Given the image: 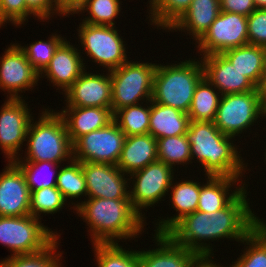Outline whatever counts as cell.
I'll return each mask as SVG.
<instances>
[{"instance_id":"obj_6","label":"cell","mask_w":266,"mask_h":267,"mask_svg":"<svg viewBox=\"0 0 266 267\" xmlns=\"http://www.w3.org/2000/svg\"><path fill=\"white\" fill-rule=\"evenodd\" d=\"M156 68V63L127 61L110 71L113 113L123 107L137 105L141 100L146 99L147 104L151 101Z\"/></svg>"},{"instance_id":"obj_15","label":"cell","mask_w":266,"mask_h":267,"mask_svg":"<svg viewBox=\"0 0 266 267\" xmlns=\"http://www.w3.org/2000/svg\"><path fill=\"white\" fill-rule=\"evenodd\" d=\"M88 198L130 199L124 172L108 163L81 162Z\"/></svg>"},{"instance_id":"obj_42","label":"cell","mask_w":266,"mask_h":267,"mask_svg":"<svg viewBox=\"0 0 266 267\" xmlns=\"http://www.w3.org/2000/svg\"><path fill=\"white\" fill-rule=\"evenodd\" d=\"M26 6L35 17L42 21L50 19L54 14H59L58 16H60L54 0H26Z\"/></svg>"},{"instance_id":"obj_39","label":"cell","mask_w":266,"mask_h":267,"mask_svg":"<svg viewBox=\"0 0 266 267\" xmlns=\"http://www.w3.org/2000/svg\"><path fill=\"white\" fill-rule=\"evenodd\" d=\"M62 193L56 188L47 187L30 193V215L40 218V214H54L64 207L65 202Z\"/></svg>"},{"instance_id":"obj_14","label":"cell","mask_w":266,"mask_h":267,"mask_svg":"<svg viewBox=\"0 0 266 267\" xmlns=\"http://www.w3.org/2000/svg\"><path fill=\"white\" fill-rule=\"evenodd\" d=\"M5 50L0 57V89L7 90V98H22L18 93L35 87L39 73L29 63L19 44H12Z\"/></svg>"},{"instance_id":"obj_47","label":"cell","mask_w":266,"mask_h":267,"mask_svg":"<svg viewBox=\"0 0 266 267\" xmlns=\"http://www.w3.org/2000/svg\"><path fill=\"white\" fill-rule=\"evenodd\" d=\"M218 264V265H217ZM215 263L213 261H205L200 267H223V265L219 266V263Z\"/></svg>"},{"instance_id":"obj_22","label":"cell","mask_w":266,"mask_h":267,"mask_svg":"<svg viewBox=\"0 0 266 267\" xmlns=\"http://www.w3.org/2000/svg\"><path fill=\"white\" fill-rule=\"evenodd\" d=\"M157 160V139L150 133L126 136L116 166L125 174L130 175Z\"/></svg>"},{"instance_id":"obj_30","label":"cell","mask_w":266,"mask_h":267,"mask_svg":"<svg viewBox=\"0 0 266 267\" xmlns=\"http://www.w3.org/2000/svg\"><path fill=\"white\" fill-rule=\"evenodd\" d=\"M57 173L56 188L62 193L64 199H77L87 197L86 179L80 161L72 159ZM80 196V197H79Z\"/></svg>"},{"instance_id":"obj_13","label":"cell","mask_w":266,"mask_h":267,"mask_svg":"<svg viewBox=\"0 0 266 267\" xmlns=\"http://www.w3.org/2000/svg\"><path fill=\"white\" fill-rule=\"evenodd\" d=\"M28 104L22 98L8 99L0 111V148L8 161L19 158L21 145L26 141V134L32 115Z\"/></svg>"},{"instance_id":"obj_11","label":"cell","mask_w":266,"mask_h":267,"mask_svg":"<svg viewBox=\"0 0 266 267\" xmlns=\"http://www.w3.org/2000/svg\"><path fill=\"white\" fill-rule=\"evenodd\" d=\"M173 171L172 167L157 160L145 168L130 174L131 177L129 179L133 181V188L129 190L130 201L133 208L143 218L145 216L142 215L141 209L152 207L170 191L171 183L174 180Z\"/></svg>"},{"instance_id":"obj_17","label":"cell","mask_w":266,"mask_h":267,"mask_svg":"<svg viewBox=\"0 0 266 267\" xmlns=\"http://www.w3.org/2000/svg\"><path fill=\"white\" fill-rule=\"evenodd\" d=\"M0 174V216L30 215V190L21 169L13 162Z\"/></svg>"},{"instance_id":"obj_35","label":"cell","mask_w":266,"mask_h":267,"mask_svg":"<svg viewBox=\"0 0 266 267\" xmlns=\"http://www.w3.org/2000/svg\"><path fill=\"white\" fill-rule=\"evenodd\" d=\"M59 237L41 252L29 255L9 256L5 260H1L0 267H62L60 263L62 253L59 254L56 252L59 245L57 242Z\"/></svg>"},{"instance_id":"obj_23","label":"cell","mask_w":266,"mask_h":267,"mask_svg":"<svg viewBox=\"0 0 266 267\" xmlns=\"http://www.w3.org/2000/svg\"><path fill=\"white\" fill-rule=\"evenodd\" d=\"M220 11V0H192L188 10L169 30L178 29L181 32L187 30L197 43L208 31Z\"/></svg>"},{"instance_id":"obj_34","label":"cell","mask_w":266,"mask_h":267,"mask_svg":"<svg viewBox=\"0 0 266 267\" xmlns=\"http://www.w3.org/2000/svg\"><path fill=\"white\" fill-rule=\"evenodd\" d=\"M157 151L158 160L172 168L176 164L184 163L186 165V163H192L190 143L187 140L186 134L157 139Z\"/></svg>"},{"instance_id":"obj_33","label":"cell","mask_w":266,"mask_h":267,"mask_svg":"<svg viewBox=\"0 0 266 267\" xmlns=\"http://www.w3.org/2000/svg\"><path fill=\"white\" fill-rule=\"evenodd\" d=\"M97 267H140L138 251H128L118 243L92 244Z\"/></svg>"},{"instance_id":"obj_27","label":"cell","mask_w":266,"mask_h":267,"mask_svg":"<svg viewBox=\"0 0 266 267\" xmlns=\"http://www.w3.org/2000/svg\"><path fill=\"white\" fill-rule=\"evenodd\" d=\"M257 88L266 72V49L247 44L222 53Z\"/></svg>"},{"instance_id":"obj_7","label":"cell","mask_w":266,"mask_h":267,"mask_svg":"<svg viewBox=\"0 0 266 267\" xmlns=\"http://www.w3.org/2000/svg\"><path fill=\"white\" fill-rule=\"evenodd\" d=\"M42 224L32 215L0 216V243L12 251L11 256L41 252L60 236Z\"/></svg>"},{"instance_id":"obj_45","label":"cell","mask_w":266,"mask_h":267,"mask_svg":"<svg viewBox=\"0 0 266 267\" xmlns=\"http://www.w3.org/2000/svg\"><path fill=\"white\" fill-rule=\"evenodd\" d=\"M258 88H259V92H260V97H261V101H262L264 114L266 117V72L263 75L262 82Z\"/></svg>"},{"instance_id":"obj_20","label":"cell","mask_w":266,"mask_h":267,"mask_svg":"<svg viewBox=\"0 0 266 267\" xmlns=\"http://www.w3.org/2000/svg\"><path fill=\"white\" fill-rule=\"evenodd\" d=\"M78 48H75L70 44V41L65 40L55 51V54L51 58L49 64L39 74V78L42 74L53 83V86H57L58 89L66 91L85 71L86 63H83L81 59V52H78ZM45 73V74H44Z\"/></svg>"},{"instance_id":"obj_3","label":"cell","mask_w":266,"mask_h":267,"mask_svg":"<svg viewBox=\"0 0 266 267\" xmlns=\"http://www.w3.org/2000/svg\"><path fill=\"white\" fill-rule=\"evenodd\" d=\"M186 136L192 159L199 160L206 176L242 177L246 166L233 144L234 138L223 134L214 122L190 121Z\"/></svg>"},{"instance_id":"obj_10","label":"cell","mask_w":266,"mask_h":267,"mask_svg":"<svg viewBox=\"0 0 266 267\" xmlns=\"http://www.w3.org/2000/svg\"><path fill=\"white\" fill-rule=\"evenodd\" d=\"M125 134L115 121L104 128L78 138L73 145V159L80 162L117 165Z\"/></svg>"},{"instance_id":"obj_4","label":"cell","mask_w":266,"mask_h":267,"mask_svg":"<svg viewBox=\"0 0 266 267\" xmlns=\"http://www.w3.org/2000/svg\"><path fill=\"white\" fill-rule=\"evenodd\" d=\"M203 78L204 69L201 60L189 59L171 65L158 64L151 101L188 114L195 89Z\"/></svg>"},{"instance_id":"obj_24","label":"cell","mask_w":266,"mask_h":267,"mask_svg":"<svg viewBox=\"0 0 266 267\" xmlns=\"http://www.w3.org/2000/svg\"><path fill=\"white\" fill-rule=\"evenodd\" d=\"M172 185L173 181L170 186V191L172 190L170 201L178 215L157 222V230H154L156 234H166L178 221L195 212L198 207L201 184L193 180H185Z\"/></svg>"},{"instance_id":"obj_5","label":"cell","mask_w":266,"mask_h":267,"mask_svg":"<svg viewBox=\"0 0 266 267\" xmlns=\"http://www.w3.org/2000/svg\"><path fill=\"white\" fill-rule=\"evenodd\" d=\"M39 120L31 119L27 134L24 161H48L61 164L73 159V145L63 118L53 109H45ZM34 123V124H33Z\"/></svg>"},{"instance_id":"obj_18","label":"cell","mask_w":266,"mask_h":267,"mask_svg":"<svg viewBox=\"0 0 266 267\" xmlns=\"http://www.w3.org/2000/svg\"><path fill=\"white\" fill-rule=\"evenodd\" d=\"M156 249L138 251L140 267H200L205 261L195 252L176 244L167 234L154 235Z\"/></svg>"},{"instance_id":"obj_38","label":"cell","mask_w":266,"mask_h":267,"mask_svg":"<svg viewBox=\"0 0 266 267\" xmlns=\"http://www.w3.org/2000/svg\"><path fill=\"white\" fill-rule=\"evenodd\" d=\"M47 41L39 40L30 46H20L29 63L40 74L49 64L58 47L66 40L61 35L52 34Z\"/></svg>"},{"instance_id":"obj_12","label":"cell","mask_w":266,"mask_h":267,"mask_svg":"<svg viewBox=\"0 0 266 267\" xmlns=\"http://www.w3.org/2000/svg\"><path fill=\"white\" fill-rule=\"evenodd\" d=\"M197 44L201 56L222 54L228 49L249 44L247 17L220 11L218 17Z\"/></svg>"},{"instance_id":"obj_2","label":"cell","mask_w":266,"mask_h":267,"mask_svg":"<svg viewBox=\"0 0 266 267\" xmlns=\"http://www.w3.org/2000/svg\"><path fill=\"white\" fill-rule=\"evenodd\" d=\"M72 205L88 224L93 244H112L118 239L136 238L145 225L146 218L133 208L130 199L87 198L81 203L72 202Z\"/></svg>"},{"instance_id":"obj_46","label":"cell","mask_w":266,"mask_h":267,"mask_svg":"<svg viewBox=\"0 0 266 267\" xmlns=\"http://www.w3.org/2000/svg\"><path fill=\"white\" fill-rule=\"evenodd\" d=\"M256 8H266V0H254Z\"/></svg>"},{"instance_id":"obj_28","label":"cell","mask_w":266,"mask_h":267,"mask_svg":"<svg viewBox=\"0 0 266 267\" xmlns=\"http://www.w3.org/2000/svg\"><path fill=\"white\" fill-rule=\"evenodd\" d=\"M219 94L220 92L216 91V88L204 77L197 85L193 95L188 112L190 121L214 122L222 97Z\"/></svg>"},{"instance_id":"obj_9","label":"cell","mask_w":266,"mask_h":267,"mask_svg":"<svg viewBox=\"0 0 266 267\" xmlns=\"http://www.w3.org/2000/svg\"><path fill=\"white\" fill-rule=\"evenodd\" d=\"M78 37L85 54L108 71L119 68L128 61L126 47L115 26L91 25L82 22Z\"/></svg>"},{"instance_id":"obj_37","label":"cell","mask_w":266,"mask_h":267,"mask_svg":"<svg viewBox=\"0 0 266 267\" xmlns=\"http://www.w3.org/2000/svg\"><path fill=\"white\" fill-rule=\"evenodd\" d=\"M120 0H87L77 14L86 10L90 16L82 22L91 25L114 26V19L122 10Z\"/></svg>"},{"instance_id":"obj_40","label":"cell","mask_w":266,"mask_h":267,"mask_svg":"<svg viewBox=\"0 0 266 267\" xmlns=\"http://www.w3.org/2000/svg\"><path fill=\"white\" fill-rule=\"evenodd\" d=\"M35 16L26 6V0H0V27L11 22L20 26L29 18Z\"/></svg>"},{"instance_id":"obj_32","label":"cell","mask_w":266,"mask_h":267,"mask_svg":"<svg viewBox=\"0 0 266 267\" xmlns=\"http://www.w3.org/2000/svg\"><path fill=\"white\" fill-rule=\"evenodd\" d=\"M192 0H150L149 18L155 26L170 29L188 10Z\"/></svg>"},{"instance_id":"obj_19","label":"cell","mask_w":266,"mask_h":267,"mask_svg":"<svg viewBox=\"0 0 266 267\" xmlns=\"http://www.w3.org/2000/svg\"><path fill=\"white\" fill-rule=\"evenodd\" d=\"M201 62L204 77L221 95L244 93L257 89L223 54L203 56Z\"/></svg>"},{"instance_id":"obj_1","label":"cell","mask_w":266,"mask_h":267,"mask_svg":"<svg viewBox=\"0 0 266 267\" xmlns=\"http://www.w3.org/2000/svg\"><path fill=\"white\" fill-rule=\"evenodd\" d=\"M246 194L244 188L225 208L213 213L196 210L183 217L166 234L204 261H212L213 248L206 241L233 238L241 242L262 222L252 213Z\"/></svg>"},{"instance_id":"obj_41","label":"cell","mask_w":266,"mask_h":267,"mask_svg":"<svg viewBox=\"0 0 266 267\" xmlns=\"http://www.w3.org/2000/svg\"><path fill=\"white\" fill-rule=\"evenodd\" d=\"M248 43L266 49V8H256L247 17Z\"/></svg>"},{"instance_id":"obj_31","label":"cell","mask_w":266,"mask_h":267,"mask_svg":"<svg viewBox=\"0 0 266 267\" xmlns=\"http://www.w3.org/2000/svg\"><path fill=\"white\" fill-rule=\"evenodd\" d=\"M150 111L151 105L149 107L141 104L126 106L114 113V121L125 136L148 134Z\"/></svg>"},{"instance_id":"obj_36","label":"cell","mask_w":266,"mask_h":267,"mask_svg":"<svg viewBox=\"0 0 266 267\" xmlns=\"http://www.w3.org/2000/svg\"><path fill=\"white\" fill-rule=\"evenodd\" d=\"M20 159L21 158H17L13 162L23 172V174L25 176V179H26L27 186H28V188L30 190V193L32 191L39 190V189H42V188L56 186V183H57V174L56 173L59 172L58 169H59V167L61 165L56 164V163H52V162H48V161H23V159H21V160ZM43 167H48V171L50 170L51 167H52V169L55 168L56 172L54 171L53 173H49L52 176L51 175L49 176L48 174H46L45 178H47V179H44V178H42V179L40 178L39 179L38 177L41 174H38V173H39V171L41 172V170L44 169Z\"/></svg>"},{"instance_id":"obj_16","label":"cell","mask_w":266,"mask_h":267,"mask_svg":"<svg viewBox=\"0 0 266 267\" xmlns=\"http://www.w3.org/2000/svg\"><path fill=\"white\" fill-rule=\"evenodd\" d=\"M106 75L93 74L85 70L63 93L66 97V107L111 108L110 71Z\"/></svg>"},{"instance_id":"obj_44","label":"cell","mask_w":266,"mask_h":267,"mask_svg":"<svg viewBox=\"0 0 266 267\" xmlns=\"http://www.w3.org/2000/svg\"><path fill=\"white\" fill-rule=\"evenodd\" d=\"M87 0H54L57 11L63 16L76 14ZM70 13V14H69Z\"/></svg>"},{"instance_id":"obj_8","label":"cell","mask_w":266,"mask_h":267,"mask_svg":"<svg viewBox=\"0 0 266 267\" xmlns=\"http://www.w3.org/2000/svg\"><path fill=\"white\" fill-rule=\"evenodd\" d=\"M264 116L257 88L250 92L222 95L214 124L223 134L235 138Z\"/></svg>"},{"instance_id":"obj_21","label":"cell","mask_w":266,"mask_h":267,"mask_svg":"<svg viewBox=\"0 0 266 267\" xmlns=\"http://www.w3.org/2000/svg\"><path fill=\"white\" fill-rule=\"evenodd\" d=\"M57 113L64 120L72 144L83 135L104 128L114 121L111 108L67 107Z\"/></svg>"},{"instance_id":"obj_25","label":"cell","mask_w":266,"mask_h":267,"mask_svg":"<svg viewBox=\"0 0 266 267\" xmlns=\"http://www.w3.org/2000/svg\"><path fill=\"white\" fill-rule=\"evenodd\" d=\"M236 181L240 182L239 178L207 176V183L201 185L197 210L213 213L225 208L245 188L244 182L232 192L231 187Z\"/></svg>"},{"instance_id":"obj_26","label":"cell","mask_w":266,"mask_h":267,"mask_svg":"<svg viewBox=\"0 0 266 267\" xmlns=\"http://www.w3.org/2000/svg\"><path fill=\"white\" fill-rule=\"evenodd\" d=\"M149 133L155 138H164L186 134L190 118L176 108L150 101Z\"/></svg>"},{"instance_id":"obj_29","label":"cell","mask_w":266,"mask_h":267,"mask_svg":"<svg viewBox=\"0 0 266 267\" xmlns=\"http://www.w3.org/2000/svg\"><path fill=\"white\" fill-rule=\"evenodd\" d=\"M246 251L230 267H266V223L262 221L241 241ZM248 248V249H247Z\"/></svg>"},{"instance_id":"obj_43","label":"cell","mask_w":266,"mask_h":267,"mask_svg":"<svg viewBox=\"0 0 266 267\" xmlns=\"http://www.w3.org/2000/svg\"><path fill=\"white\" fill-rule=\"evenodd\" d=\"M256 9L254 0H220V10L248 17Z\"/></svg>"}]
</instances>
